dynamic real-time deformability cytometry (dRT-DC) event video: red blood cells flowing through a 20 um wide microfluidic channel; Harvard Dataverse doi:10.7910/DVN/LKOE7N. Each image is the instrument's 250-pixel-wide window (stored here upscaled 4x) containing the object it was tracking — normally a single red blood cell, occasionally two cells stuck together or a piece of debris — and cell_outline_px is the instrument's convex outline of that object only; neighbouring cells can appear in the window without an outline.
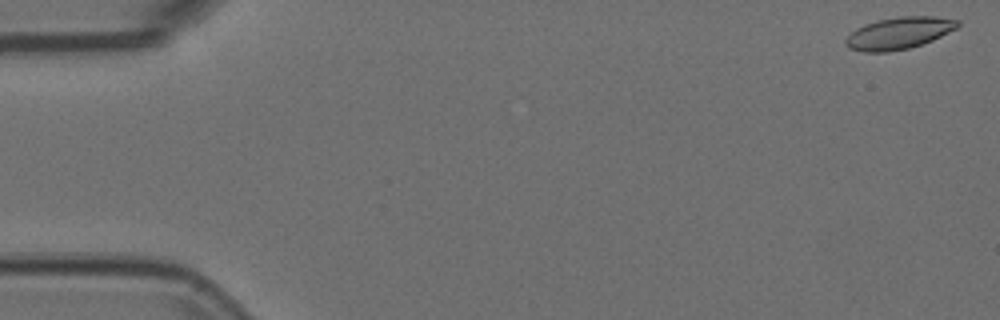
{"species": "Egyptian fruit bat (a non-hibernating species)", "species_latin": "Rousettus aegyptiacus", "temperature_condition": "room temperature", "stored_images_in_passage": 17, "camera_frame_rate_fps": 3000, "um_per_image_px": 0.085, "animal": {"sex": "female"}, "frame": {"image": 1, "passage_image": 1, "time_ms": 0.0, "image_size_px": [1000, 320], "cell_outline_px": [[960, 24], [956, 28], [932, 40], [908, 48], [888, 52], [864, 52], [848, 48], [844, 44], [844, 40], [856, 28], [864, 24], [876, 20], [900, 16], [932, 16], [960, 20]], "centroid_in_image_um": [76.37, 2.81], "position_along_channel_um": 8.6, "area_um2": 20.81}}
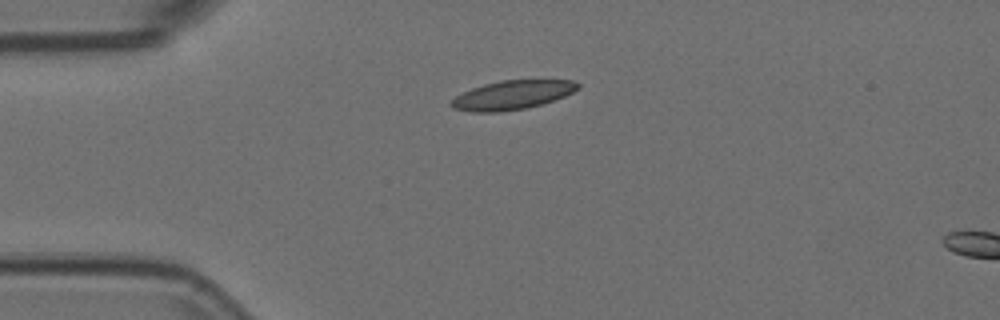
{"frame": {"image": 2, "passage_image": 13, "time_ms": 4.0, "image_size_px": [1000, 320], "cell_outline_px": [[580, 88], [564, 96], [540, 104], [524, 108], [500, 112], [472, 112], [452, 108], [448, 104], [456, 96], [472, 88], [484, 84], [500, 80], [572, 80], [580, 84]], "centroid_in_image_um": [43.51, 8.07], "position_along_channel_um": 41.5, "area_um2": 21.21}}